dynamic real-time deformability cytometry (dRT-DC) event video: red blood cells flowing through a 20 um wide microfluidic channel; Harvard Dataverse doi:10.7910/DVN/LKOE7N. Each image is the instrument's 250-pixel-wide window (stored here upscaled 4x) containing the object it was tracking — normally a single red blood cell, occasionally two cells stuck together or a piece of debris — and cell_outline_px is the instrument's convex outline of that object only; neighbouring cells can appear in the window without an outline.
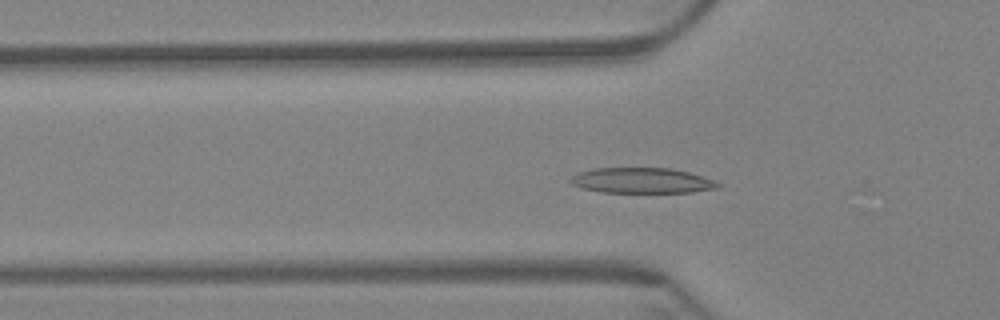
{"species": "Egyptian fruit bat (a non-hibernating species)", "species_latin": "Rousettus aegyptiacus", "temperature_condition": "warm", "stored_images_in_passage": 32, "camera_frame_rate_fps": 3000, "um_per_image_px": 0.085, "animal": {"sex": "female"}, "frame": {"image": 1, "passage_image": 20, "time_ms": 6.333, "image_size_px": [1000, 320], "cell_outline_px": [[720, 184], [716, 188], [692, 192], [600, 192], [584, 188], [572, 184], [568, 180], [576, 172], [592, 168], [672, 168], [688, 172], [712, 180]], "centroid_in_image_um": [54.48, 15.33], "position_along_channel_um": 71.3, "area_um2": 21.68}}
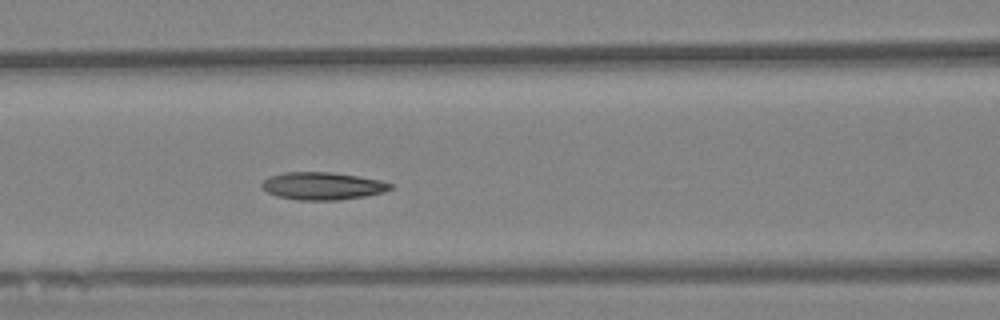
{"frame": {"image": 2, "passage_image": 26, "time_ms": 8.333, "image_size_px": [1000, 320], "cell_outline_px": [[392, 188], [384, 192], [364, 196], [340, 200], [296, 200], [276, 196], [260, 188], [260, 184], [268, 176], [284, 172], [332, 172], [380, 180], [392, 184]], "centroid_in_image_um": [27.36, 15.81], "position_along_channel_um": 139.2, "area_um2": 20.75}}
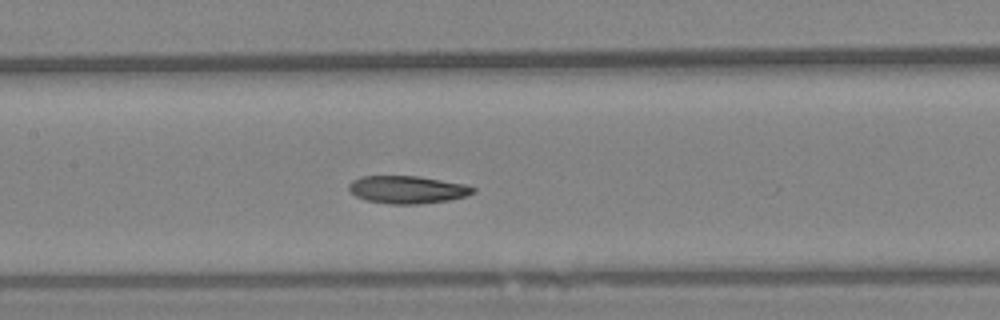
{"frame": {"image": 3, "passage_image": 29, "time_ms": 9.333, "image_size_px": [1000, 320], "cell_outline_px": [[476, 192], [468, 196], [448, 200], [420, 204], [388, 204], [364, 200], [356, 196], [348, 188], [348, 184], [352, 180], [360, 176], [420, 176], [464, 184], [476, 188]], "centroid_in_image_um": [34.63, 16.12], "position_along_channel_um": 172.8, "area_um2": 20.23}}